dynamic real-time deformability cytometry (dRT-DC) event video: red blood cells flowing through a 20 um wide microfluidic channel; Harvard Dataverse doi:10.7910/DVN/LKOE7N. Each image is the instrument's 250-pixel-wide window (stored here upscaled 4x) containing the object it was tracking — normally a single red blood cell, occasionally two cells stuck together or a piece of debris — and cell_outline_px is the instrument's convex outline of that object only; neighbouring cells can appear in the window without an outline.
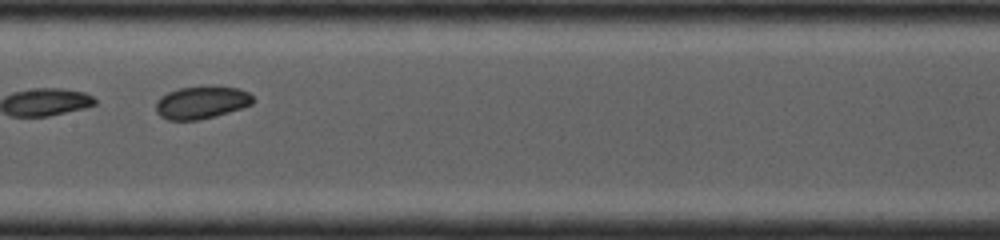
{"species": "common noctule bat (a hibernating species)", "species_latin": "Nyctalus noctula", "temperature_condition": "cold", "stored_images_in_passage": 18, "camera_frame_rate_fps": 4000, "um_per_image_px": 0.085, "animal": {"sex": "female", "body_mass_g": 19.0, "forearm_length_mm": 53.3}, "frame": {"image": 1, "passage_image": 8, "time_ms": 2.75, "image_size_px": [1000, 240], "cell_outline_px": [[256, 100], [252, 104], [216, 116], [200, 120], [168, 120], [160, 116], [156, 112], [156, 100], [160, 96], [168, 92], [180, 88], [236, 88], [248, 92]], "centroid_in_image_um": [17.09, 8.75], "position_along_channel_um": 190.3, "area_um2": 18.03}}